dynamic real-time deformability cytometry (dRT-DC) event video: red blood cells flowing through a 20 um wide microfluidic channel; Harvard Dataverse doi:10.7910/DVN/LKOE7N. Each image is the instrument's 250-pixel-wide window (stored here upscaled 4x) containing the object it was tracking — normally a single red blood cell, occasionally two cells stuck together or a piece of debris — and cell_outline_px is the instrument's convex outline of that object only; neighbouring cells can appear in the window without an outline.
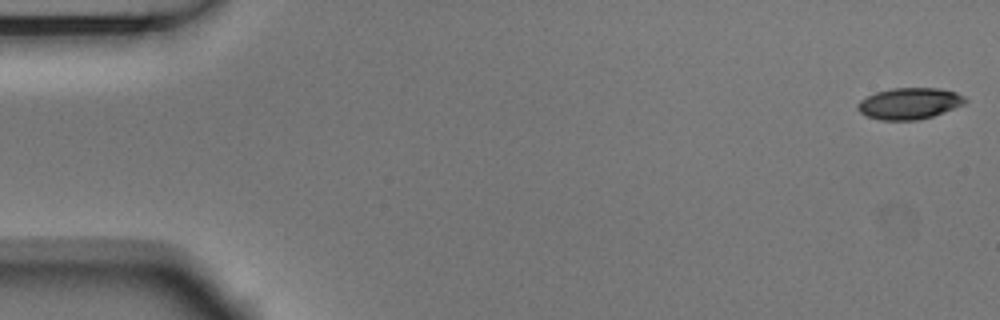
{"species": "Egyptian fruit bat (a non-hibernating species)", "species_latin": "Rousettus aegyptiacus", "temperature_condition": "room temperature", "stored_images_in_passage": 4, "camera_frame_rate_fps": 3000, "um_per_image_px": 0.085, "animal": {"sex": "male"}, "frame": {"image": 1, "passage_image": 1, "time_ms": 0.0, "image_size_px": [1000, 320], "cell_outline_px": [[968, 100], [964, 104], [932, 116], [916, 120], [880, 120], [868, 116], [860, 112], [856, 108], [856, 104], [860, 100], [876, 92], [892, 88], [940, 88], [956, 92], [964, 96]], "centroid_in_image_um": [77.29, 8.79], "position_along_channel_um": 7.7, "area_um2": 19.59}}
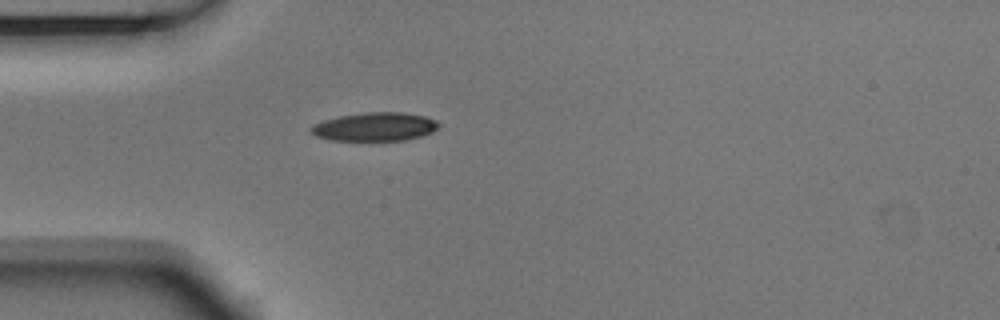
{"frame": {"image": 2, "passage_image": 4, "time_ms": 1.0, "image_size_px": [1000, 320], "cell_outline_px": [[440, 124], [432, 132], [420, 136], [404, 140], [332, 140], [316, 136], [308, 128], [312, 124], [324, 120], [340, 116], [364, 112], [404, 112], [424, 116], [436, 120]], "centroid_in_image_um": [31.85, 10.76], "position_along_channel_um": 53.2, "area_um2": 21.15}}